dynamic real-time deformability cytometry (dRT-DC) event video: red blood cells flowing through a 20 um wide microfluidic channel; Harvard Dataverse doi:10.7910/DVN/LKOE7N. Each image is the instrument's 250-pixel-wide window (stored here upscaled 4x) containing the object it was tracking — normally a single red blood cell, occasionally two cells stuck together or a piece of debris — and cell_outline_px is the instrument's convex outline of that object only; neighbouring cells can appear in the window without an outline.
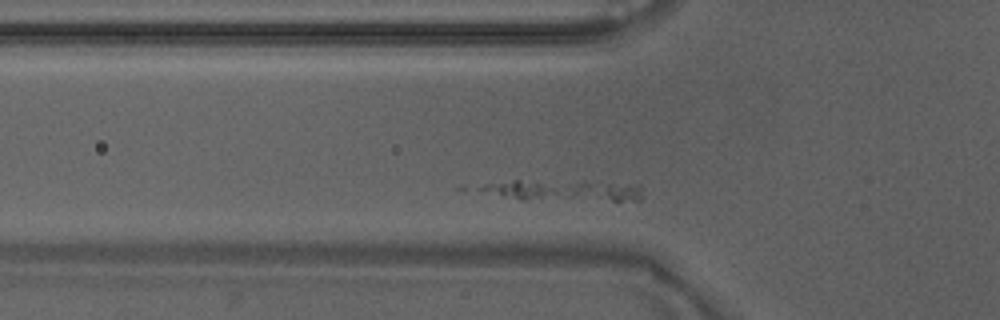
{"species": "Egyptian fruit bat (a non-hibernating species)", "species_latin": "Rousettus aegyptiacus", "temperature_condition": "warm", "stored_images_in_passage": 35, "camera_frame_rate_fps": 3000, "um_per_image_px": 0.085, "animal": {"sex": "male"}, "frame": {"image": 1, "passage_image": 7, "time_ms": 2.0, "image_size_px": [1000, 320], "cell_outline_px": [[644, 196], [640, 200], [520, 200], [456, 188], [464, 184], [516, 180], [520, 180], [636, 184], [640, 188]], "centroid_in_image_um": [47.37, 16.19], "position_along_channel_um": 78.4, "area_um2": 21.04}}
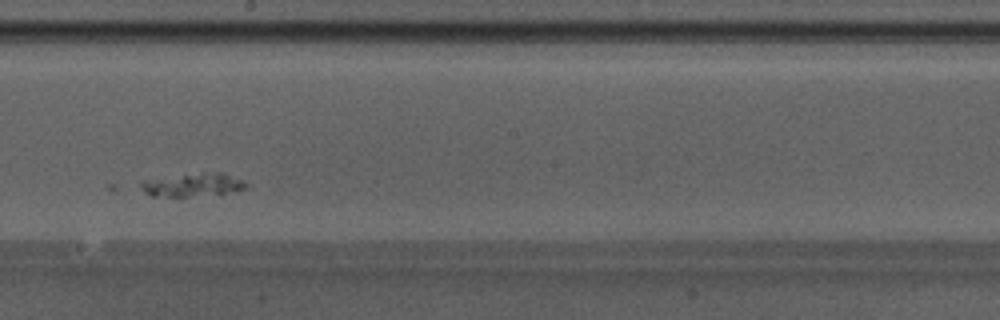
{"frame": {"image": 2, "passage_image": 19, "time_ms": 6.0, "image_size_px": [1000, 320], "cell_outline_px": [[248, 188], [232, 192], [184, 196], [152, 196], [144, 192], [140, 184], [140, 180], [204, 172], [224, 172], [248, 184]], "centroid_in_image_um": [16.38, 15.69], "position_along_channel_um": 231.8, "area_um2": 14.1}}
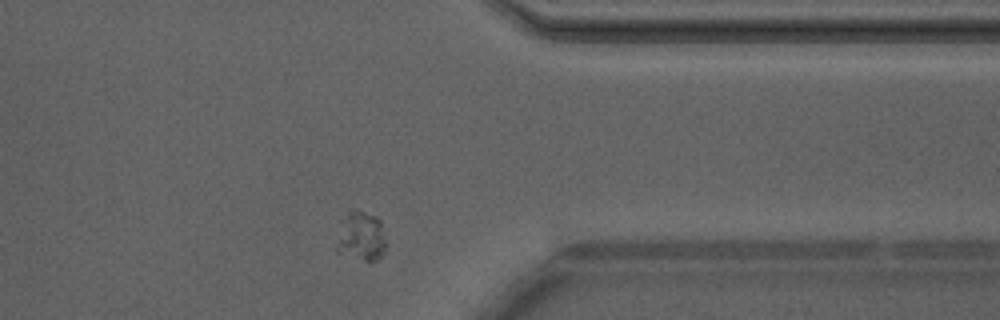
{"frame": {"image": 3, "passage_image": 31, "time_ms": 10.0, "image_size_px": [1000, 320], "cell_outline_px": [[384, 252], [376, 260], [364, 260], [336, 252], [336, 248], [340, 220], [348, 208], [352, 208], [376, 216], [380, 220], [384, 240]], "centroid_in_image_um": [30.63, 20.03], "position_along_channel_um": 380.8, "area_um2": 14.28}}